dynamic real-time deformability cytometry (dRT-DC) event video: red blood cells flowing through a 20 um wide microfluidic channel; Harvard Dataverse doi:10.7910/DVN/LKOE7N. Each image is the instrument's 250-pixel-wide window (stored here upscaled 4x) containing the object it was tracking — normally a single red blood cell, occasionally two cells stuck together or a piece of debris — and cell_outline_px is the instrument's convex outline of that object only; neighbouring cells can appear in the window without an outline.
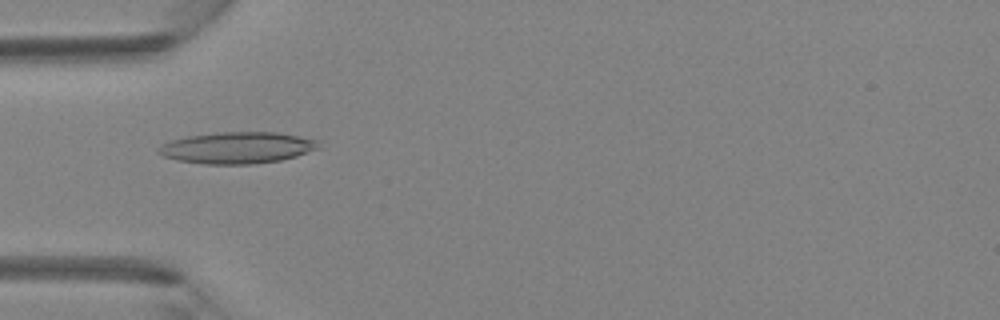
{"species": "Egyptian fruit bat (a non-hibernating species)", "species_latin": "Rousettus aegyptiacus", "temperature_condition": "room temperature", "stored_images_in_passage": 35, "camera_frame_rate_fps": 3000, "um_per_image_px": 0.085, "animal": {"sex": "female"}, "frame": {"image": 1, "passage_image": 5, "time_ms": 1.333, "image_size_px": [1000, 320], "cell_outline_px": [[320, 148], [296, 156], [280, 160], [248, 164], [204, 164], [176, 160], [164, 156], [156, 152], [156, 148], [160, 144], [172, 140], [188, 136], [220, 132], [276, 132], [320, 140]], "centroid_in_image_um": [20.15, 12.55], "position_along_channel_um": 64.8, "area_um2": 29.48}}
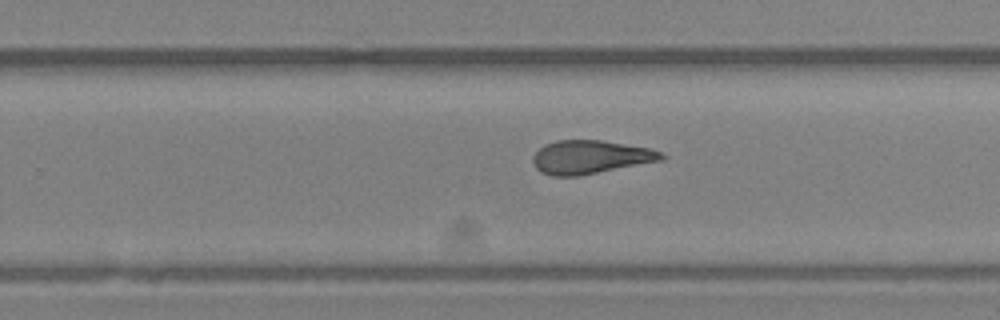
{"frame": {"image": 2, "passage_image": 19, "time_ms": 6.0, "image_size_px": [1000, 320], "cell_outline_px": [[668, 156], [664, 160], [580, 176], [552, 176], [540, 172], [536, 168], [532, 160], [532, 156], [544, 144], [556, 140], [600, 140], [648, 148], [660, 152]], "centroid_in_image_um": [50.17, 13.36], "position_along_channel_um": 279.6, "area_um2": 25.2}}
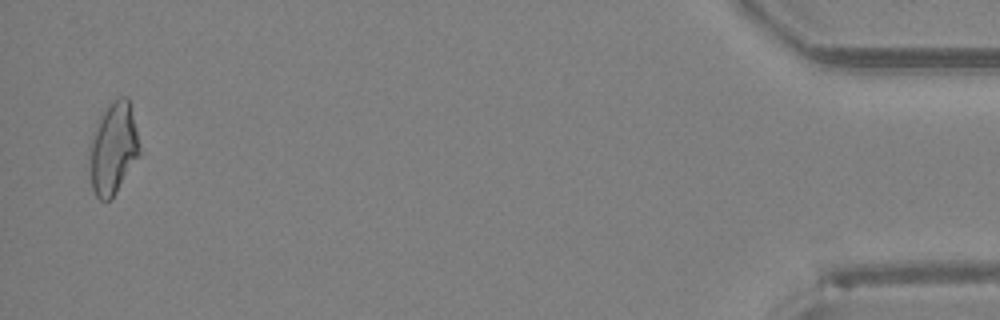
{"frame": {"image": 3, "passage_image": 34, "time_ms": 11.0, "image_size_px": [1000, 320], "cell_outline_px": [[140, 152], [116, 192], [108, 200], [100, 200], [96, 196], [92, 188], [88, 176], [88, 148], [96, 124], [100, 116], [120, 96], [128, 96], [136, 128], [140, 148]], "centroid_in_image_um": [9.57, 12.65], "position_along_channel_um": 425.6, "area_um2": 26.59}}